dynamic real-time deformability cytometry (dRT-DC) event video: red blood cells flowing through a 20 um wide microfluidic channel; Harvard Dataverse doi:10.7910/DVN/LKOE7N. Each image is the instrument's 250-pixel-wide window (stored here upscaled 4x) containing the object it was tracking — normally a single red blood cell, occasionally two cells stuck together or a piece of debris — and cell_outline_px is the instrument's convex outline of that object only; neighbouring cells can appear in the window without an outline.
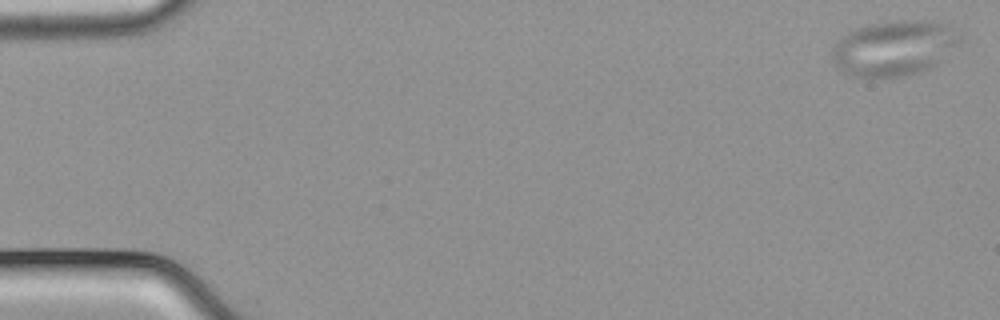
{"species": "common noctule bat (a hibernating species)", "species_latin": "Nyctalus noctula", "temperature_condition": "cold", "stored_images_in_passage": 16, "camera_frame_rate_fps": 3000, "um_per_image_px": 0.085, "animal": {"sex": "male", "body_mass_g": 21.5, "forearm_length_mm": 52.0}, "frame": {"image": 1, "passage_image": 1, "time_ms": 0.0, "image_size_px": [1000, 320], "cell_outline_px": [[964, 40], [960, 44], [936, 64], [920, 72], [908, 76], [872, 80], [856, 76], [840, 68], [832, 60], [832, 48], [848, 32], [856, 28], [868, 24], [892, 20], [924, 20], [944, 24], [964, 32]], "centroid_in_image_um": [76.07, 4.09], "position_along_channel_um": 8.9, "area_um2": 41.91}}